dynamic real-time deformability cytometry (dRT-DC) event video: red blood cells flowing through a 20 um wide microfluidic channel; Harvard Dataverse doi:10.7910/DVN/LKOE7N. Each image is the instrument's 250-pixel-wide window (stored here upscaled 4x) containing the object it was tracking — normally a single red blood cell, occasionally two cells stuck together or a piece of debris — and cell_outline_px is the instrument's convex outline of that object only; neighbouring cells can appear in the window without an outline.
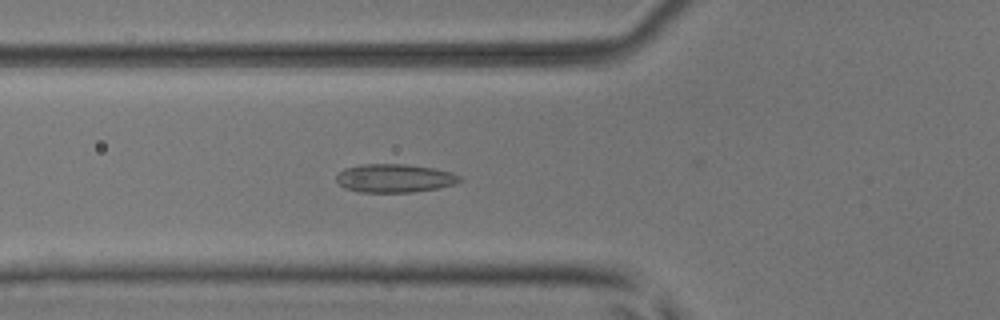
{"species": "common noctule bat (a hibernating species)", "species_latin": "Nyctalus noctula", "temperature_condition": "room temperature", "stored_images_in_passage": 53, "camera_frame_rate_fps": 3000, "um_per_image_px": 0.085, "animal": {"sex": "male", "body_mass_g": 17.9, "forearm_length_mm": 54.2}, "frame": {"image": 1, "passage_image": 20, "time_ms": 6.333, "image_size_px": [1000, 320], "cell_outline_px": [[464, 180], [452, 184], [436, 188], [412, 192], [360, 192], [344, 188], [336, 180], [336, 176], [344, 168], [364, 164], [404, 164], [432, 168], [452, 172], [460, 176]], "centroid_in_image_um": [33.52, 15.15], "position_along_channel_um": 92.3, "area_um2": 20.29}}
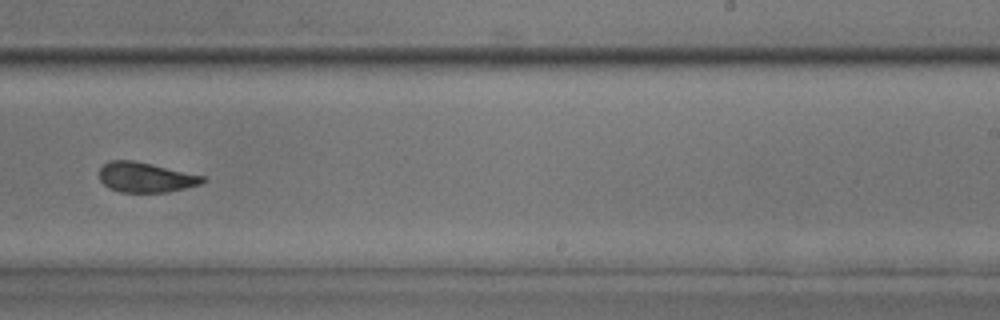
{"frame": {"image": 2, "passage_image": 34, "time_ms": 11.0, "image_size_px": [1000, 320], "cell_outline_px": [[204, 180], [200, 184], [168, 192], [120, 192], [108, 188], [100, 180], [100, 168], [108, 160], [132, 160], [204, 176]], "centroid_in_image_um": [12.32, 15.07], "position_along_channel_um": 276.7, "area_um2": 17.8}}
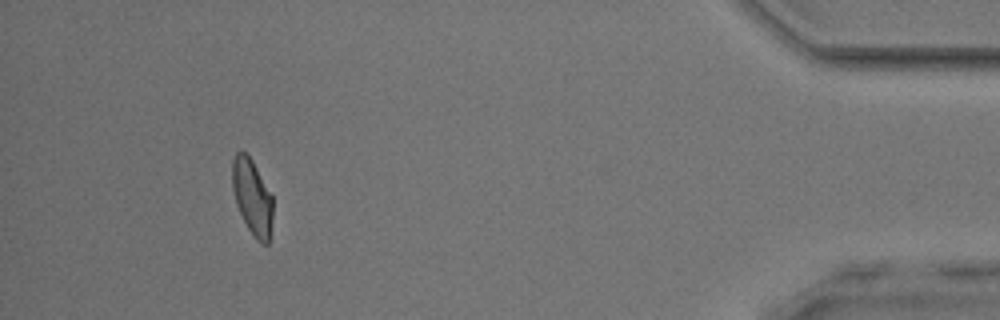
{"frame": {"image": 3, "passage_image": 49, "time_ms": 16.0, "image_size_px": [1000, 320], "cell_outline_px": [[272, 220], [268, 244], [260, 244], [252, 236], [236, 204], [232, 188], [232, 160], [236, 152], [240, 148], [248, 152], [272, 196]], "centroid_in_image_um": [21.42, 16.71], "position_along_channel_um": 413.8, "area_um2": 18.09}, "authors_computed_cell_mechanics": {"area_um2": 19.3052, "velocity_mm_per_s": 3.9631, "shape_relaxation_time_tau1_ms": null, "shape_relaxation_time_tau2_ms": 1.8369, "deformation_change_tau1": null, "deformation_change_tau2": 0.0767}}